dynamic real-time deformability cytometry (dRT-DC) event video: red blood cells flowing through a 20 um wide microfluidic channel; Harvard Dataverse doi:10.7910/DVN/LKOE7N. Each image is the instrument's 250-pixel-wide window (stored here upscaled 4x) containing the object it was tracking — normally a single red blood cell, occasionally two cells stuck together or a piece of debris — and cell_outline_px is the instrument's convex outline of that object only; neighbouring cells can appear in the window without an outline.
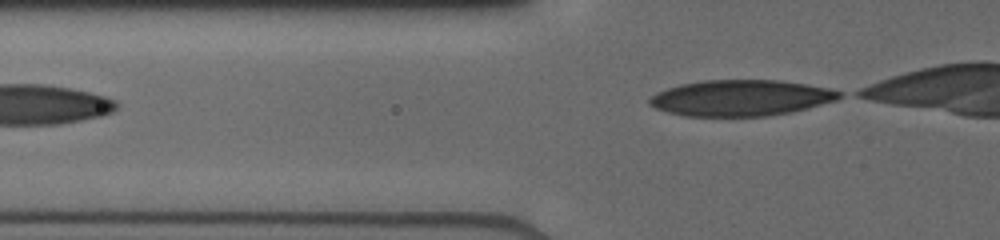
{"species": "human", "species_latin": "Homo sapiens", "temperature_condition": "cold", "stored_images_in_passage": 4, "camera_frame_rate_fps": 3000, "um_per_image_px": 0.085, "donor": {"sex": "male"}, "frame": {"image": 1, "passage_image": 4, "time_ms": 1.667, "image_size_px": [1000, 240], "cell_outline_px": [[844, 96], [836, 100], [808, 108], [792, 112], [768, 116], [684, 116], [668, 112], [656, 108], [648, 104], [648, 100], [652, 96], [668, 88], [680, 84], [708, 80], [776, 80], [804, 84], [828, 88], [844, 92]], "centroid_in_image_um": [63.0, 8.33], "position_along_channel_um": 62.8, "area_um2": 39.71}}